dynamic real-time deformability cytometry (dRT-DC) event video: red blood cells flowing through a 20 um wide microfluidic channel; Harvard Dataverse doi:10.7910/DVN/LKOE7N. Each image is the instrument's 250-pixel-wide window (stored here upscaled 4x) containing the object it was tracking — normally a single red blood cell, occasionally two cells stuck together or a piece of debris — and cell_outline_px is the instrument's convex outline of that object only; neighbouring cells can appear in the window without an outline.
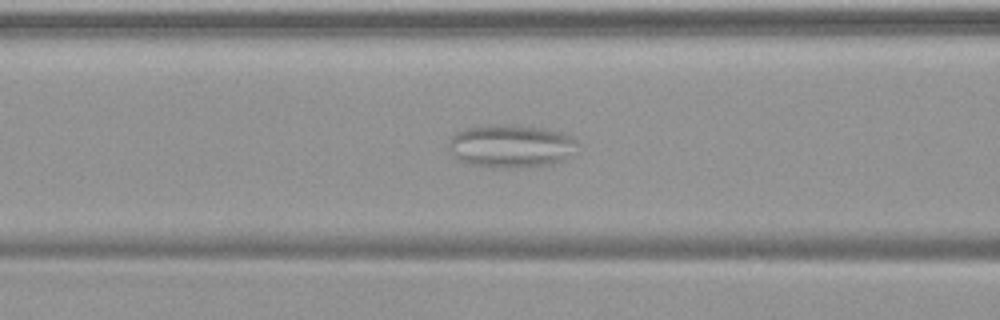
{"species": "common noctule bat (a hibernating species)", "species_latin": "Nyctalus noctula", "temperature_condition": "warm", "stored_images_in_passage": 41, "camera_frame_rate_fps": 3000, "um_per_image_px": 0.085, "animal": {"sex": "female", "body_mass_g": 19.9}, "frame": {"image": 1, "passage_image": 8, "time_ms": 2.333, "image_size_px": [1000, 320], "cell_outline_px": [[576, 140], [564, 160], [552, 164], [520, 168], [488, 168], [468, 164], [460, 160], [448, 148], [448, 144], [452, 136], [456, 132], [464, 128], [492, 124], [500, 124], [544, 128], [564, 132], [572, 136]], "centroid_in_image_um": [43.37, 12.42], "position_along_channel_um": 123.2, "area_um2": 32.31}}
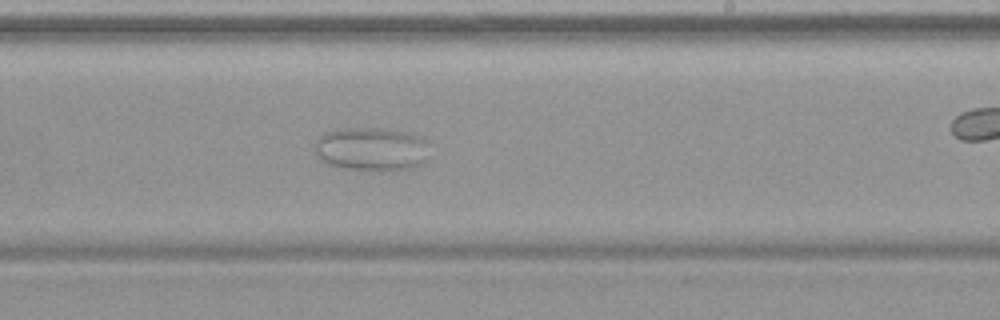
{"frame": {"image": 2, "passage_image": 19, "time_ms": 6.0, "image_size_px": [1000, 320], "cell_outline_px": [[424, 164], [396, 172], [380, 172], [340, 168], [328, 164], [320, 160], [316, 152], [316, 140], [320, 136], [328, 132], [348, 128], [376, 128], [404, 132], [416, 136], [424, 140]], "centroid_in_image_um": [31.52, 12.73], "position_along_channel_um": 257.5, "area_um2": 28.96}}
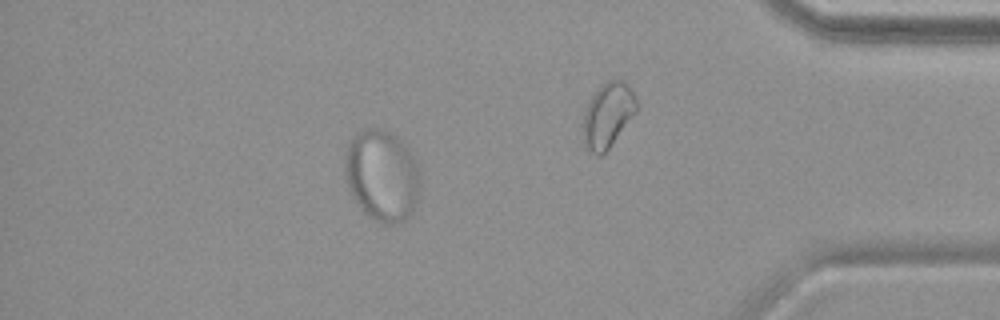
{"frame": {"image": 3, "passage_image": 34, "time_ms": 11.0, "image_size_px": [1000, 320], "cell_outline_px": [[420, 196], [412, 212], [400, 224], [380, 224], [368, 216], [360, 208], [348, 188], [344, 176], [344, 156], [348, 144], [352, 136], [364, 128], [380, 128], [396, 136], [408, 148], [420, 172]], "centroid_in_image_um": [32.46, 14.94], "position_along_channel_um": 402.7, "area_um2": 40.75}}